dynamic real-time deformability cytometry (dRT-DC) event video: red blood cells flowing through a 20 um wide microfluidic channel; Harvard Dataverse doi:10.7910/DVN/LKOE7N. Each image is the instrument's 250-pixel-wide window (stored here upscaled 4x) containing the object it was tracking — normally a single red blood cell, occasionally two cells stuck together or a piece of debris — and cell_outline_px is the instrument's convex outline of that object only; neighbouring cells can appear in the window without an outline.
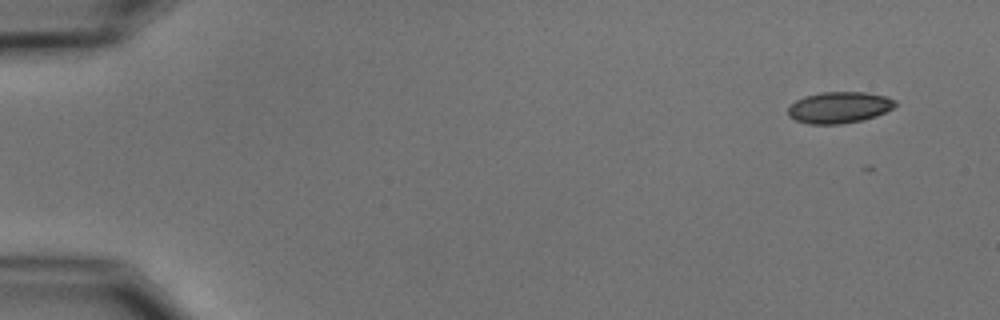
{"species": "common noctule bat (a hibernating species)", "species_latin": "Nyctalus noctula", "temperature_condition": "cold", "stored_images_in_passage": 5, "camera_frame_rate_fps": 3000, "um_per_image_px": 0.085, "animal": {"sex": "male", "body_mass_g": 15.6}, "frame": {"image": 1, "passage_image": 1, "time_ms": 0.0, "image_size_px": [1000, 320], "cell_outline_px": [[896, 104], [892, 108], [876, 116], [860, 120], [840, 124], [808, 124], [796, 120], [788, 116], [788, 108], [796, 100], [804, 96], [820, 92], [864, 92], [884, 96], [896, 100]], "centroid_in_image_um": [71.3, 9.13], "position_along_channel_um": 13.7, "area_um2": 19.48}}
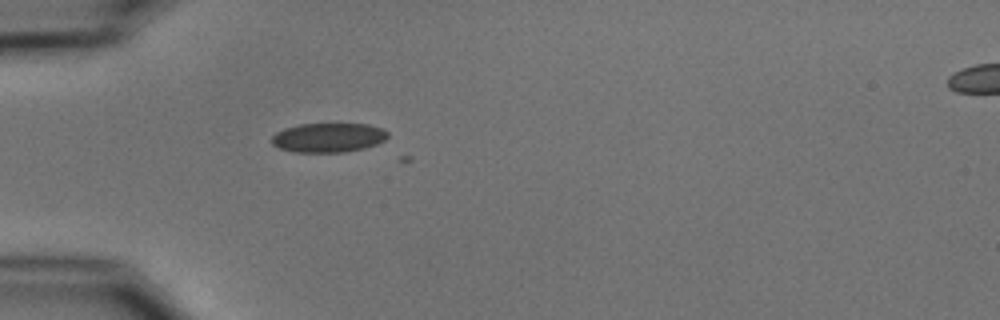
{"frame": {"image": 2, "passage_image": 4, "time_ms": 4.333, "image_size_px": [1000, 320], "cell_outline_px": [[388, 136], [384, 140], [376, 144], [364, 148], [344, 152], [296, 152], [280, 148], [272, 144], [272, 136], [276, 132], [284, 128], [300, 124], [368, 124], [380, 128], [388, 132]], "centroid_in_image_um": [27.9, 11.69], "position_along_channel_um": 57.1, "area_um2": 19.71}}